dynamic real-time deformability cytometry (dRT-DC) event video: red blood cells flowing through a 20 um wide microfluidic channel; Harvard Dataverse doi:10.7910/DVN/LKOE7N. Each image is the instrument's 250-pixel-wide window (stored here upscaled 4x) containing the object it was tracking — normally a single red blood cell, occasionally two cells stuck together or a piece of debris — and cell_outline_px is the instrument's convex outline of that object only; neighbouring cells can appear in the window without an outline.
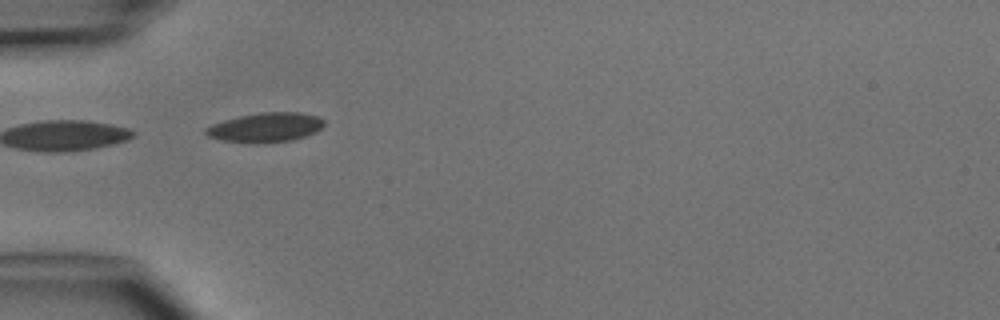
{"species": "common noctule bat (a hibernating species)", "species_latin": "Nyctalus noctula", "temperature_condition": "cold", "stored_images_in_passage": 6, "camera_frame_rate_fps": 3000, "um_per_image_px": 0.085, "animal": {"sex": "male", "body_mass_g": 15.6}, "frame": {"image": 1, "passage_image": 4, "time_ms": 3.333, "image_size_px": [1000, 320], "cell_outline_px": [[324, 124], [316, 132], [292, 140], [224, 140], [208, 136], [204, 132], [204, 128], [212, 124], [224, 120], [240, 116], [260, 112], [300, 112], [316, 116], [324, 120]], "centroid_in_image_um": [22.6, 10.77], "position_along_channel_um": 62.4, "area_um2": 19.25}}
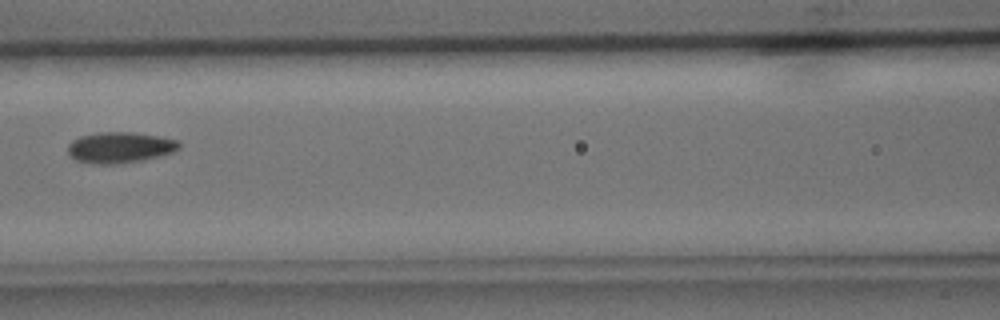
{"frame": {"image": 2, "passage_image": 6, "time_ms": 5.667, "image_size_px": [1000, 320], "cell_outline_px": [[180, 148], [172, 152], [140, 160], [116, 164], [100, 164], [76, 160], [68, 152], [68, 144], [72, 140], [80, 136], [100, 132], [132, 132], [160, 136], [176, 140], [180, 144]], "centroid_in_image_um": [10.17, 12.52], "position_along_channel_um": 156.4, "area_um2": 19.77}}